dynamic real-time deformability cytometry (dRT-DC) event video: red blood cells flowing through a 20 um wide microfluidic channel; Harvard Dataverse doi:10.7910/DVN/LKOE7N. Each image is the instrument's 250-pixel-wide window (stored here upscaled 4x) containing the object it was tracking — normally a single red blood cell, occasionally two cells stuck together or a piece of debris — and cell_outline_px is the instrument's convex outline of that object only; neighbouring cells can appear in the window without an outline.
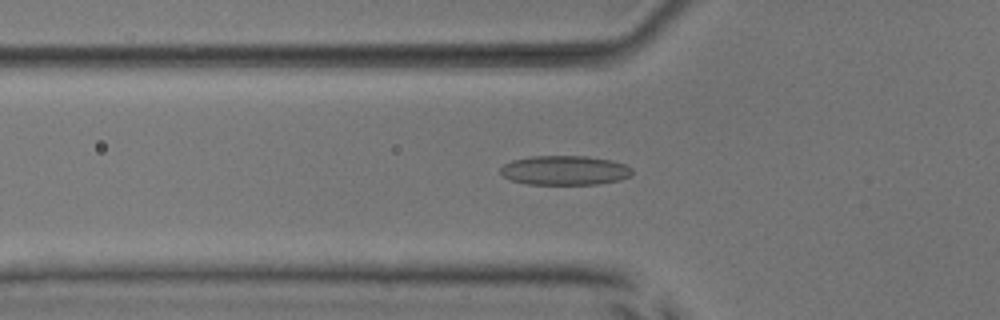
{"species": "common noctule bat (a hibernating species)", "species_latin": "Nyctalus noctula", "temperature_condition": "room temperature", "stored_images_in_passage": 38, "camera_frame_rate_fps": 3000, "um_per_image_px": 0.085, "animal": {"sex": "male", "body_mass_g": 17.9, "forearm_length_mm": 54.2}, "frame": {"image": 1, "passage_image": 4, "time_ms": 1.0, "image_size_px": [1000, 320], "cell_outline_px": [[632, 172], [628, 176], [620, 180], [596, 184], [528, 184], [512, 180], [504, 176], [500, 172], [500, 168], [504, 164], [512, 160], [528, 156], [584, 156], [612, 160], [624, 164], [632, 168]], "centroid_in_image_um": [47.99, 14.47], "position_along_channel_um": 77.8, "area_um2": 22.48}}
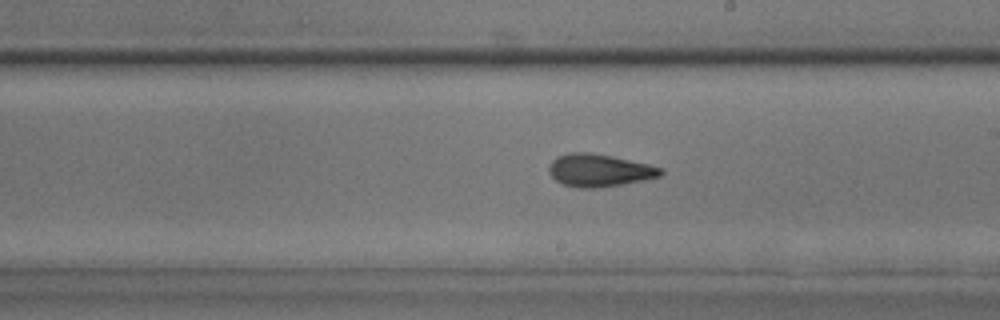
{"frame": {"image": 2, "passage_image": 16, "time_ms": 5.0, "image_size_px": [1000, 320], "cell_outline_px": [[664, 172], [660, 176], [644, 180], [596, 188], [580, 188], [564, 184], [556, 180], [552, 176], [548, 168], [552, 160], [556, 156], [568, 152], [588, 152], [612, 156], [648, 164], [664, 168]], "centroid_in_image_um": [50.94, 14.46], "position_along_channel_um": 238.1, "area_um2": 21.15}}
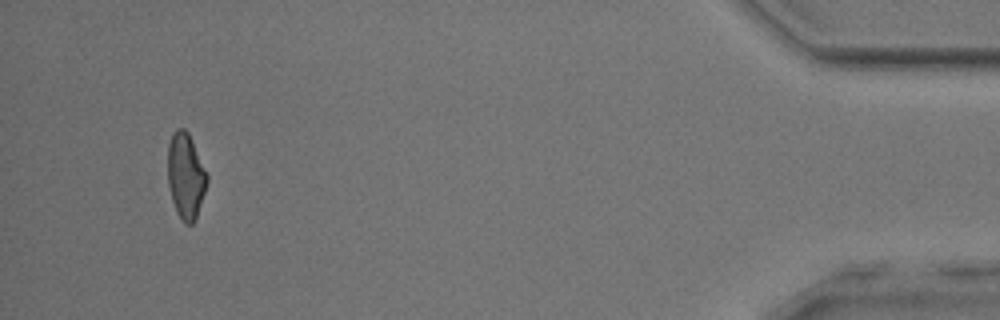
{"frame": {"image": 3, "passage_image": 35, "time_ms": 11.333, "image_size_px": [1000, 320], "cell_outline_px": [[208, 180], [196, 216], [192, 224], [184, 224], [176, 212], [172, 200], [168, 184], [168, 144], [172, 132], [176, 128], [184, 128], [188, 132], [192, 140], [208, 176]], "centroid_in_image_um": [15.76, 14.92], "position_along_channel_um": 419.4, "area_um2": 19.48}, "authors_computed_cell_mechanics": {"area_um2": 20.2878, "velocity_mm_per_s": 4.0039, "shape_relaxation_time_tau1_ms": null, "shape_relaxation_time_tau2_ms": 2.3783, "deformation_change_tau1": null, "deformation_change_tau2": 0.1013}}